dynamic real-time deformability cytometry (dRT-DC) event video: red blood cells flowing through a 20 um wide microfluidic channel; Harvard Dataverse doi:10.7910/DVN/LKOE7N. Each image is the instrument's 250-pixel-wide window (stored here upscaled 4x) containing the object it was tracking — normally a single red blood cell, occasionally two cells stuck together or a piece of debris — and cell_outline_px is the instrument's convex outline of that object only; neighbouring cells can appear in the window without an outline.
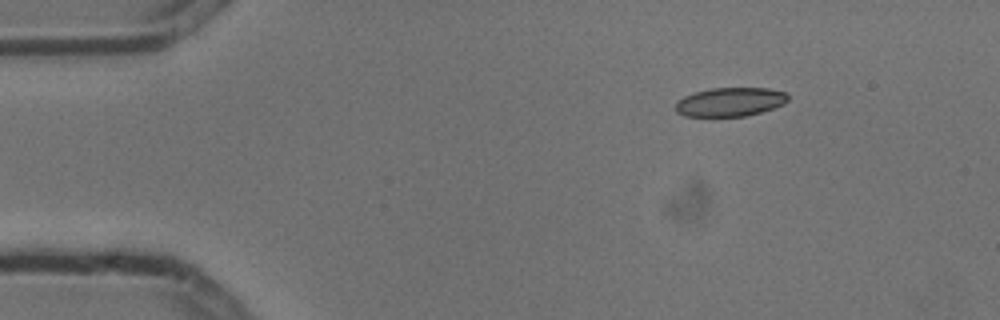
{"species": "common noctule bat (a hibernating species)", "species_latin": "Nyctalus noctula", "temperature_condition": "cold", "stored_images_in_passage": 3, "camera_frame_rate_fps": 3000, "um_per_image_px": 0.085, "animal": {"sex": "male", "body_mass_g": 13.3}, "frame": {"image": 1, "passage_image": 1, "time_ms": 0.0, "image_size_px": [1000, 320], "cell_outline_px": [[788, 100], [784, 104], [760, 112], [744, 116], [684, 116], [676, 112], [676, 104], [684, 96], [696, 92], [712, 88], [768, 88], [784, 92], [788, 96]], "centroid_in_image_um": [62.07, 8.66], "position_along_channel_um": 22.9, "area_um2": 18.67}}